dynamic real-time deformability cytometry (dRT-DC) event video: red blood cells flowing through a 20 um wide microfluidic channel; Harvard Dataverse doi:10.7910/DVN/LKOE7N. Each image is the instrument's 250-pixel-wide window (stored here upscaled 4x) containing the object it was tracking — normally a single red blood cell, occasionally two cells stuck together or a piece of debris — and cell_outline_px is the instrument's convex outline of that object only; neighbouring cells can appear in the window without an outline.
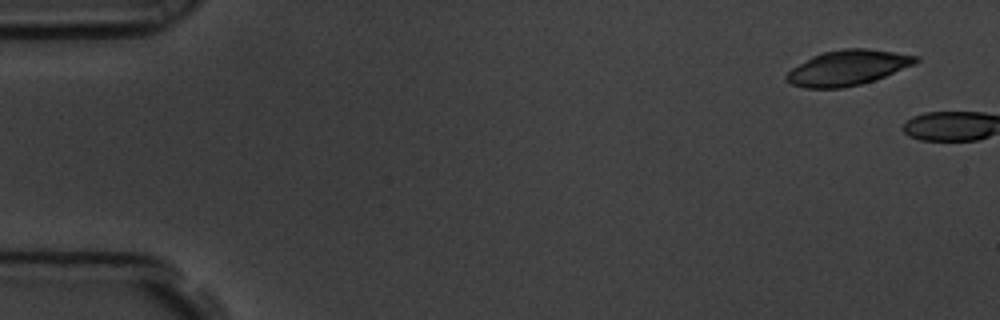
{"species": "common noctule bat (a hibernating species)", "species_latin": "Nyctalus noctula", "temperature_condition": "room temperature", "stored_images_in_passage": 2, "camera_frame_rate_fps": 3000, "um_per_image_px": 0.085, "animal": {"sex": "male", "body_mass_g": 19.5, "forearm_length_mm": 54.6}, "frame": {"image": 1, "passage_image": 1, "time_ms": 0.0, "image_size_px": [1000, 320], "cell_outline_px": [[920, 60], [916, 64], [876, 80], [844, 88], [804, 88], [792, 84], [784, 80], [784, 76], [792, 68], [812, 56], [824, 52], [844, 48], [864, 48], [920, 56]], "centroid_in_image_um": [72.07, 5.77], "position_along_channel_um": 12.9, "area_um2": 26.65}}